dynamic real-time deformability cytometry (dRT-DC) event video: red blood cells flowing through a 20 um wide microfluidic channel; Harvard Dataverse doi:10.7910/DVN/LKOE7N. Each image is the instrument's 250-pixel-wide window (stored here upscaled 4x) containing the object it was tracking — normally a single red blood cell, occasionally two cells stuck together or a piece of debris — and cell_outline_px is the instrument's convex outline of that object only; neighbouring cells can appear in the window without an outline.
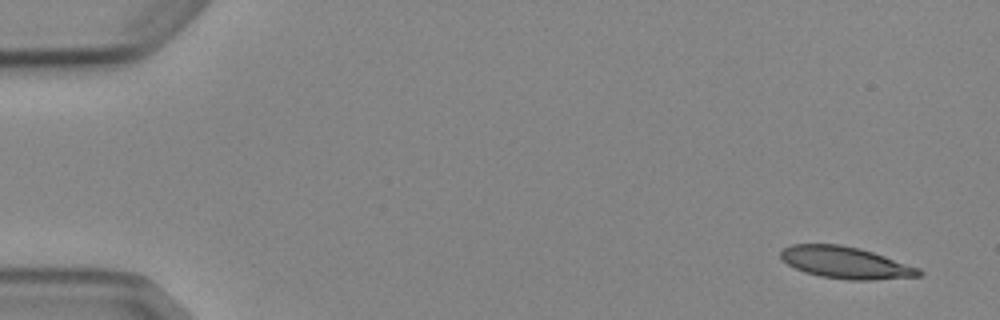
{"species": "Egyptian fruit bat (a non-hibernating species)", "species_latin": "Rousettus aegyptiacus", "temperature_condition": "cold", "stored_images_in_passage": 5, "camera_frame_rate_fps": 3000, "um_per_image_px": 0.085, "animal": {"sex": "female"}, "frame": {"image": 1, "passage_image": 1, "time_ms": 0.0, "image_size_px": [1000, 320], "cell_outline_px": [[924, 272], [920, 276], [872, 280], [848, 280], [820, 276], [804, 272], [788, 264], [780, 256], [780, 252], [784, 248], [792, 244], [840, 244], [860, 248], [920, 268]], "centroid_in_image_um": [71.89, 22.32], "position_along_channel_um": 13.1, "area_um2": 25.55}}
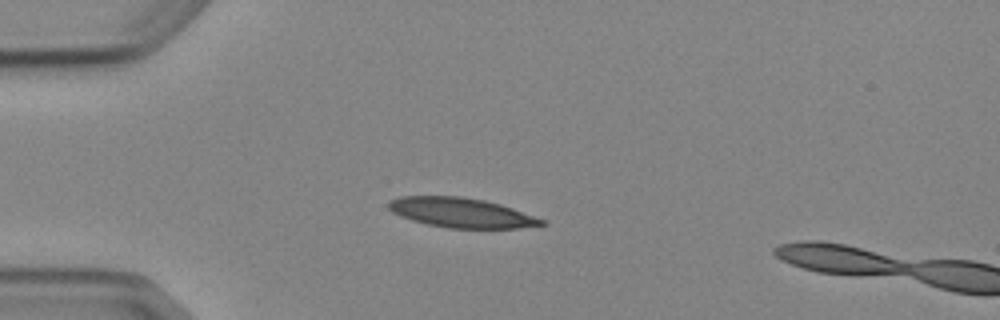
{"frame": {"image": 2, "passage_image": 4, "time_ms": 3.667, "image_size_px": [1000, 320], "cell_outline_px": [[548, 224], [516, 228], [448, 228], [428, 224], [412, 220], [400, 216], [392, 212], [388, 208], [388, 200], [400, 196], [460, 196], [484, 200], [500, 204], [548, 220]], "centroid_in_image_um": [39.22, 18.07], "position_along_channel_um": 45.8, "area_um2": 26.59}}